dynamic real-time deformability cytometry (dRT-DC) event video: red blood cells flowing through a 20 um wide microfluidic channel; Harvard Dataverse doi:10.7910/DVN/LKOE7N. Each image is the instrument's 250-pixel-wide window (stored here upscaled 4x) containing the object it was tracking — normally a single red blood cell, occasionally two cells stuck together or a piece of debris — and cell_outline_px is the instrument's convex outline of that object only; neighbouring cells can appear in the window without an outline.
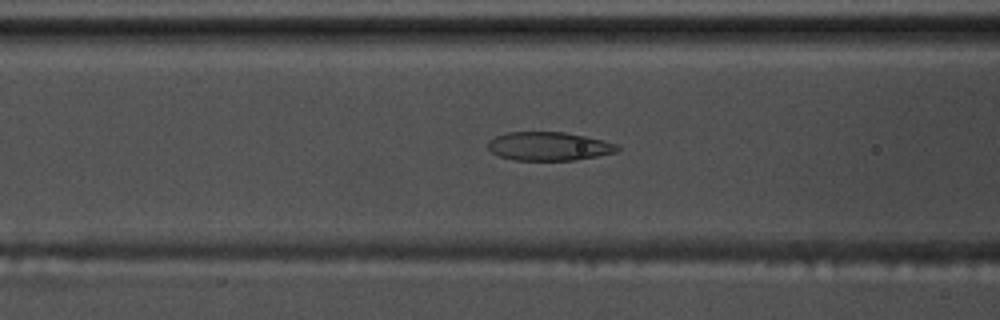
{"species": "common noctule bat (a hibernating species)", "species_latin": "Nyctalus noctula", "temperature_condition": "warm", "stored_images_in_passage": 55, "camera_frame_rate_fps": 3000, "um_per_image_px": 0.085, "animal": {"sex": "male", "body_mass_g": 17.5, "forearm_length_mm": 52.3}, "frame": {"image": 1, "passage_image": 21, "time_ms": 6.667, "image_size_px": [1000, 320], "cell_outline_px": [[620, 148], [616, 152], [596, 156], [572, 160], [516, 160], [500, 156], [492, 152], [488, 148], [488, 140], [496, 136], [508, 132], [564, 132], [584, 136], [616, 144]], "centroid_in_image_um": [46.62, 12.43], "position_along_channel_um": 120.0, "area_um2": 21.27}}
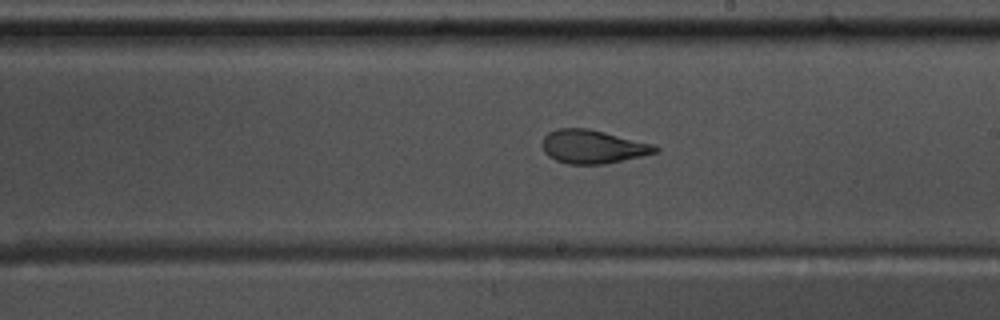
{"frame": {"image": 2, "passage_image": 31, "time_ms": 10.0, "image_size_px": [1000, 320], "cell_outline_px": [[660, 152], [604, 164], [568, 164], [556, 160], [548, 156], [544, 152], [544, 136], [548, 132], [556, 128], [588, 128], [652, 144], [660, 148]], "centroid_in_image_um": [50.39, 12.47], "position_along_channel_um": 238.6, "area_um2": 21.91}}
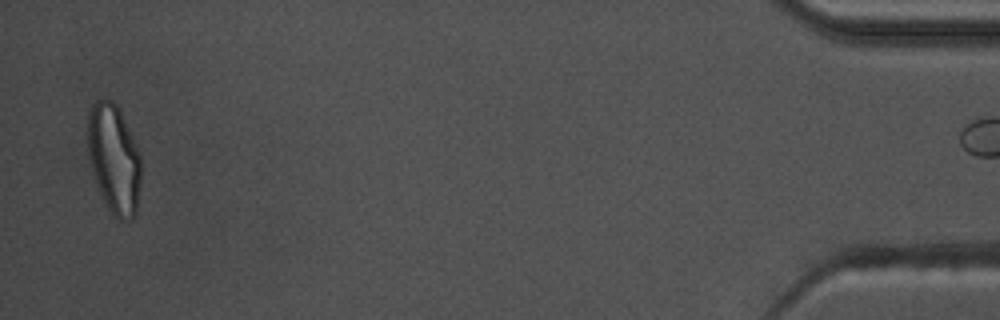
{"frame": {"image": 3, "passage_image": 54, "time_ms": 17.667, "image_size_px": [1000, 320], "cell_outline_px": [[140, 184], [136, 212], [132, 220], [120, 220], [112, 212], [104, 200], [100, 192], [92, 168], [88, 152], [88, 112], [92, 104], [96, 100], [112, 100], [116, 104], [140, 152]], "centroid_in_image_um": [9.7, 13.49], "position_along_channel_um": 425.5, "area_um2": 33.35}}